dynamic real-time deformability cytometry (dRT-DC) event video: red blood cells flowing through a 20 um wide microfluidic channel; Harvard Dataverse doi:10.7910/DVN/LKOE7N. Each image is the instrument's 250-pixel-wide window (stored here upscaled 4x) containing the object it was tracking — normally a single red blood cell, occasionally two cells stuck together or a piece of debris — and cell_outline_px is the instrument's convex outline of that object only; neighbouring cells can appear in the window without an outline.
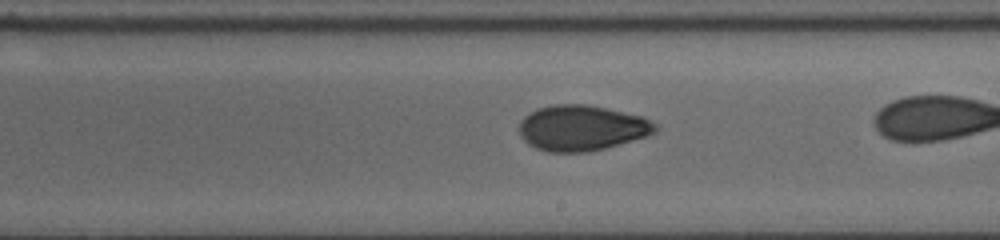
{"species": "human", "species_latin": "Homo sapiens", "temperature_condition": "cold", "stored_images_in_passage": 32, "camera_frame_rate_fps": 3000, "um_per_image_px": 0.085, "donor": {"sex": "female"}, "frame": {"image": 1, "passage_image": 19, "time_ms": 6.0, "image_size_px": [1000, 240], "cell_outline_px": [[656, 132], [648, 136], [604, 148], [588, 152], [548, 152], [536, 148], [528, 144], [520, 136], [520, 120], [524, 116], [536, 108], [552, 104], [588, 104], [640, 116], [656, 124]], "centroid_in_image_um": [49.41, 10.87], "position_along_channel_um": 239.6, "area_um2": 36.07}}